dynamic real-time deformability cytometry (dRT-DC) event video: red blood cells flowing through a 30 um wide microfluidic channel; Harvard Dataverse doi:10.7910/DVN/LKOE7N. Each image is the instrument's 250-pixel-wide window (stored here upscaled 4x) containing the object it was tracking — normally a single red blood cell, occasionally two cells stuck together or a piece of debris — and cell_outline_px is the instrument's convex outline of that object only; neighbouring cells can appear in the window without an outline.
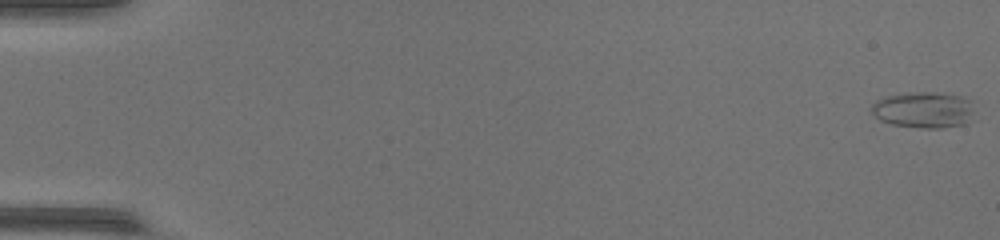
{"species": "common noctule bat (a hibernating species)", "species_latin": "Nyctalus noctula", "temperature_condition": "warm", "stored_images_in_passage": 53, "camera_frame_rate_fps": 3000, "um_per_image_px": 0.085, "animal": {"sex": "female", "body_mass_g": 17.0, "forearm_length_mm": 48.0}, "frame": {"image": 1, "passage_image": 1, "time_ms": 0.0, "image_size_px": [1000, 240], "cell_outline_px": [[976, 120], [968, 124], [944, 128], [924, 128], [892, 124], [880, 120], [868, 108], [876, 100], [888, 96], [904, 92], [936, 92], [960, 96], [972, 100]], "centroid_in_image_um": [78.59, 9.34], "position_along_channel_um": 6.4, "area_um2": 22.37}}
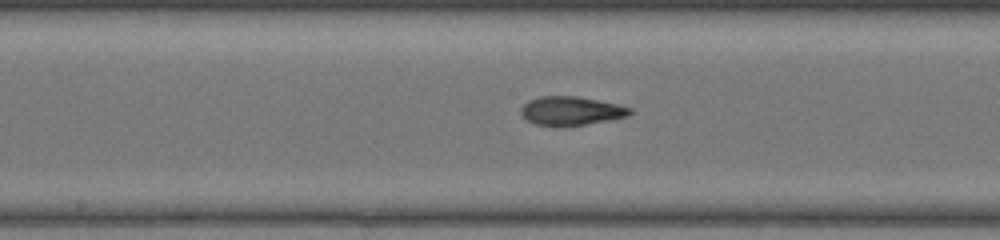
{"frame": {"image": 2, "passage_image": 29, "time_ms": 9.333, "image_size_px": [1000, 240], "cell_outline_px": [[632, 112], [628, 116], [612, 120], [564, 128], [560, 128], [536, 124], [528, 120], [520, 112], [520, 108], [528, 100], [540, 96], [576, 96], [620, 104], [632, 108]], "centroid_in_image_um": [48.57, 9.44], "position_along_channel_um": 199.6, "area_um2": 18.79}}
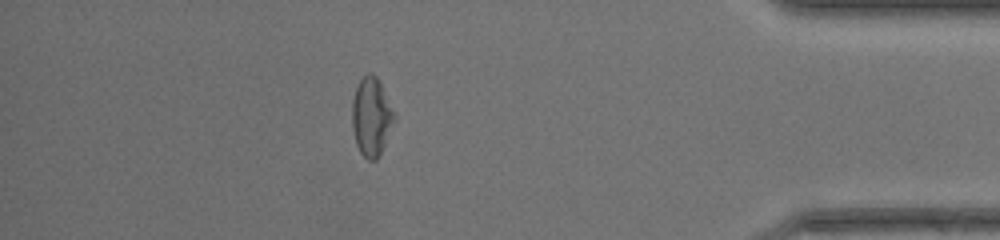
{"frame": {"image": 3, "passage_image": 47, "time_ms": 15.333, "image_size_px": [1000, 240], "cell_outline_px": [[396, 120], [380, 156], [376, 160], [368, 160], [360, 152], [356, 144], [352, 128], [352, 100], [356, 88], [360, 80], [368, 72], [372, 72], [380, 80], [396, 116]], "centroid_in_image_um": [31.59, 9.93], "position_along_channel_um": 403.6, "area_um2": 19.65}}